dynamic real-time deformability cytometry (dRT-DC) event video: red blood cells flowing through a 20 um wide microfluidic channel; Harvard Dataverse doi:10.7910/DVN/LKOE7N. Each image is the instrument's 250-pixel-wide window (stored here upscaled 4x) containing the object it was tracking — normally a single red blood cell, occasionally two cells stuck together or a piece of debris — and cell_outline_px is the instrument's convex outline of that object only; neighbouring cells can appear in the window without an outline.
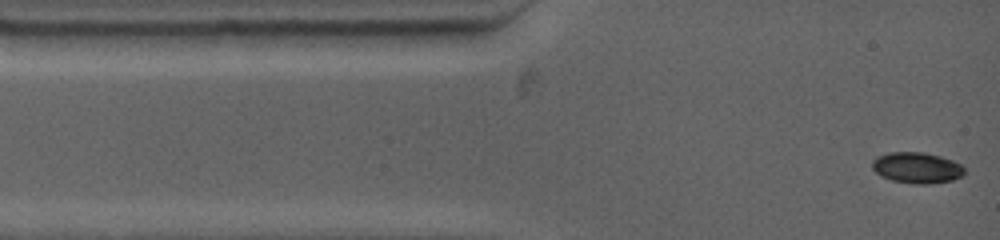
{"species": "common noctule bat (a hibernating species)", "species_latin": "Nyctalus noctula", "temperature_condition": "warm", "stored_images_in_passage": 42, "camera_frame_rate_fps": 4500, "um_per_image_px": 0.085, "animal": {"sex": "female", "body_mass_g": 19.0, "forearm_length_mm": 53.3}, "frame": {"image": 1, "passage_image": 1, "time_ms": 0.0, "image_size_px": [1000, 240], "cell_outline_px": [[964, 176], [952, 180], [932, 184], [912, 184], [892, 180], [880, 176], [872, 168], [872, 160], [888, 152], [924, 152], [940, 156], [952, 160], [960, 164], [964, 168]], "centroid_in_image_um": [77.94, 14.27], "position_along_channel_um": 7.1, "area_um2": 16.76}}
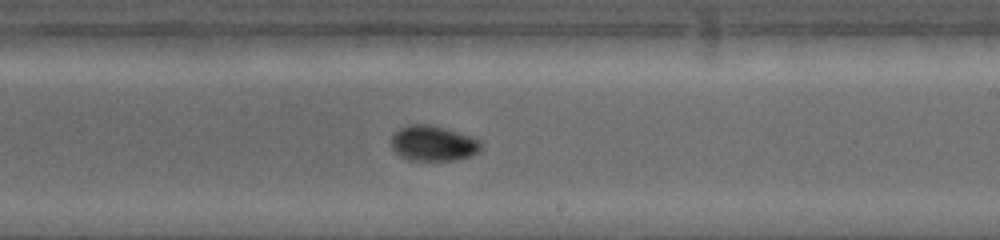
{"frame": {"image": 2, "passage_image": 23, "time_ms": 7.556, "image_size_px": [1000, 240], "cell_outline_px": [[484, 144], [472, 156], [456, 160], [408, 160], [400, 156], [392, 148], [392, 132], [408, 124], [432, 124], [480, 140]], "centroid_in_image_um": [36.79, 12.18], "position_along_channel_um": 252.2, "area_um2": 18.5}}
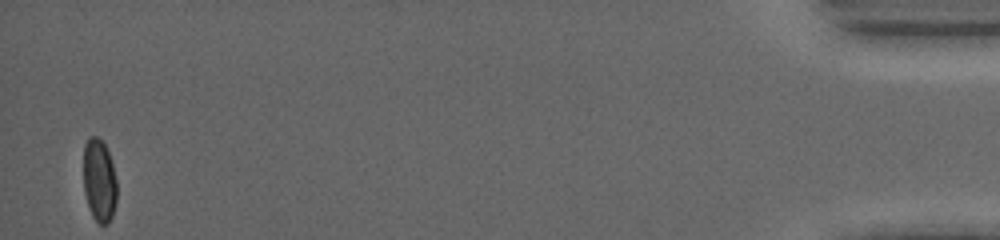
{"frame": {"image": 3, "passage_image": 42, "time_ms": 16.0, "image_size_px": [1000, 240], "cell_outline_px": [[116, 204], [112, 216], [108, 224], [100, 224], [92, 216], [84, 192], [84, 144], [88, 136], [96, 136], [104, 144], [108, 152], [112, 164], [116, 180]], "centroid_in_image_um": [8.43, 15.34], "position_along_channel_um": 426.8, "area_um2": 16.07}, "authors_computed_cell_mechanics": {"area_um2": 17.8891, "velocity_mm_per_s": 3.8062, "shape_relaxation_time_tau1_ms": 4.7428, "shape_relaxation_time_tau2_ms": null, "deformation_change_tau1": 0.1296, "deformation_change_tau2": null}}